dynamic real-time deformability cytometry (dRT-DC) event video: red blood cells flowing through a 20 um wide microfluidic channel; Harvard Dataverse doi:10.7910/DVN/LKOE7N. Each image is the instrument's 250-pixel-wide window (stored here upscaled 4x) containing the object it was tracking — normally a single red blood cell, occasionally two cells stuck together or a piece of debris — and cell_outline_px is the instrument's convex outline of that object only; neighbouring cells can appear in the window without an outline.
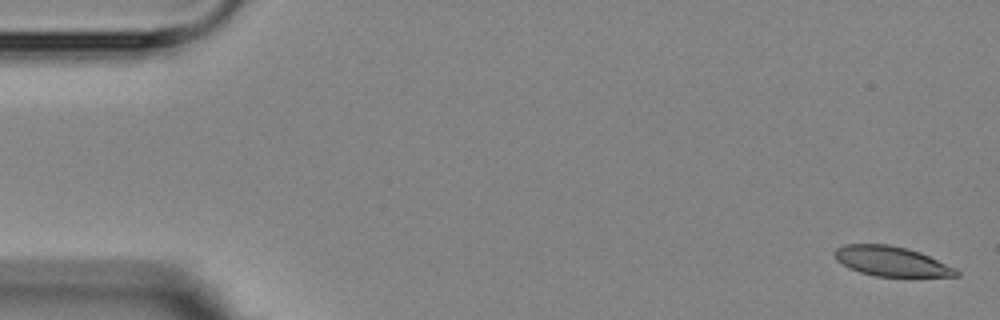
{"species": "Egyptian fruit bat (a non-hibernating species)", "species_latin": "Rousettus aegyptiacus", "temperature_condition": "room temperature", "stored_images_in_passage": 5, "camera_frame_rate_fps": 3000, "um_per_image_px": 0.085, "animal": {"sex": "female"}, "frame": {"image": 1, "passage_image": 1, "time_ms": 0.0, "image_size_px": [1000, 320], "cell_outline_px": [[960, 276], [876, 276], [860, 272], [848, 268], [836, 260], [832, 252], [836, 248], [844, 244], [888, 244], [908, 248], [920, 252], [956, 268], [960, 272]], "centroid_in_image_um": [75.74, 22.2], "position_along_channel_um": 9.3, "area_um2": 21.21}}
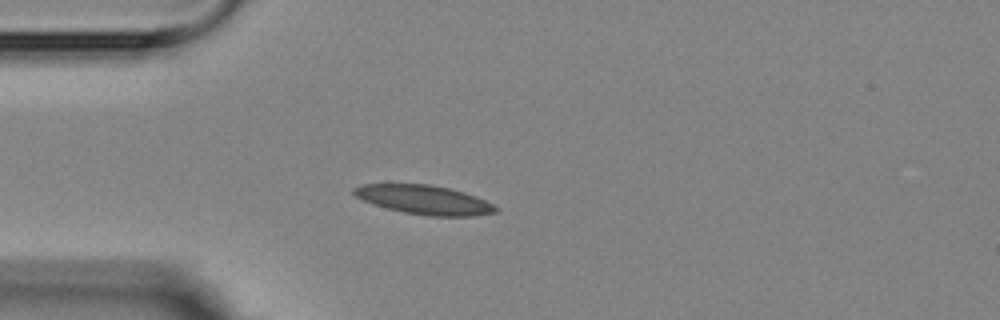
{"frame": {"image": 2, "passage_image": 5, "time_ms": 4.333, "image_size_px": [1000, 320], "cell_outline_px": [[500, 208], [496, 212], [476, 216], [428, 216], [404, 212], [388, 208], [364, 200], [356, 196], [352, 192], [352, 188], [360, 184], [428, 184], [448, 188], [464, 192], [476, 196]], "centroid_in_image_um": [36.08, 16.98], "position_along_channel_um": 48.9, "area_um2": 23.87}}